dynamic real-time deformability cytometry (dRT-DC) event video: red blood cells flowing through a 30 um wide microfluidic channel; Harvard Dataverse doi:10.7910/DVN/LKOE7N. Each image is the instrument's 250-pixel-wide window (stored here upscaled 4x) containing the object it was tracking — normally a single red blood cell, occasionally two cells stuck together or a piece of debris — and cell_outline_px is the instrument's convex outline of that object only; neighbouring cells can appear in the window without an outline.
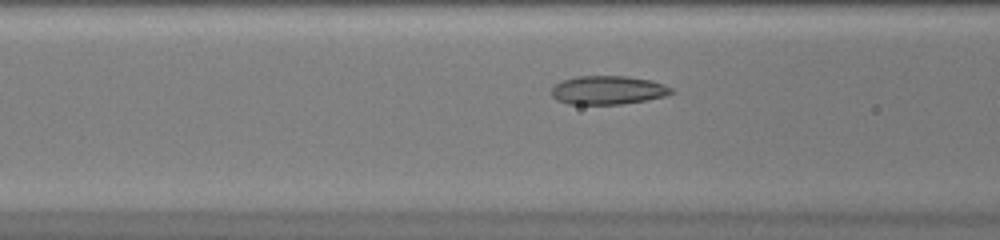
{"species": "common noctule bat (a hibernating species)", "species_latin": "Nyctalus noctula", "temperature_condition": "warm", "stored_images_in_passage": 39, "camera_frame_rate_fps": 3000, "um_per_image_px": 0.085, "animal": {"sex": "female", "body_mass_g": 20.0, "forearm_length_mm": 54.0}, "frame": {"image": 1, "passage_image": 16, "time_ms": 5.0, "image_size_px": [1000, 240], "cell_outline_px": [[676, 92], [664, 96], [644, 100], [620, 104], [568, 104], [556, 100], [552, 96], [552, 88], [556, 84], [564, 80], [576, 76], [628, 76], [652, 80], [664, 84], [672, 88]], "centroid_in_image_um": [51.69, 7.65], "position_along_channel_um": 114.9, "area_um2": 20.0}}
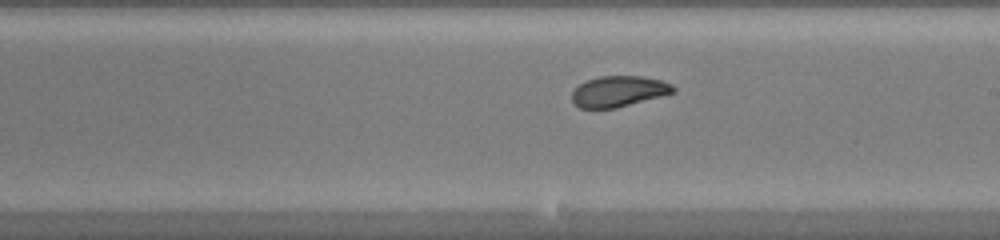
{"frame": {"image": 2, "passage_image": 25, "time_ms": 8.0, "image_size_px": [1000, 240], "cell_outline_px": [[676, 92], [616, 108], [580, 108], [572, 100], [572, 92], [580, 84], [588, 80], [600, 76], [640, 76], [660, 80], [672, 84], [676, 88]], "centroid_in_image_um": [52.61, 7.76], "position_along_channel_um": 236.4, "area_um2": 18.03}}
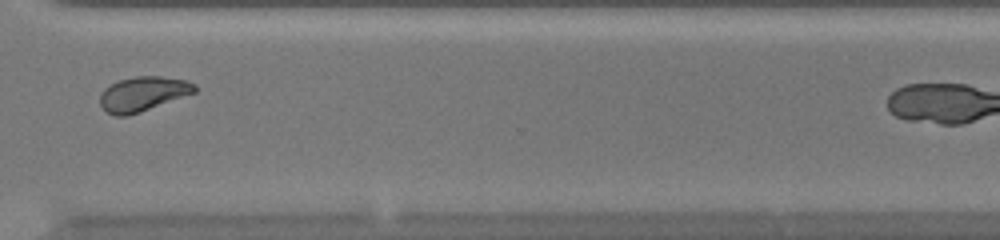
{"frame": {"image": 3, "passage_image": 34, "time_ms": 11.0, "image_size_px": [1000, 240], "cell_outline_px": [[196, 92], [140, 112], [128, 116], [116, 116], [108, 112], [100, 104], [100, 96], [104, 88], [120, 80], [136, 76], [160, 76], [188, 80], [196, 84]], "centroid_in_image_um": [12.17, 7.97], "position_along_channel_um": 358.4, "area_um2": 18.96}}